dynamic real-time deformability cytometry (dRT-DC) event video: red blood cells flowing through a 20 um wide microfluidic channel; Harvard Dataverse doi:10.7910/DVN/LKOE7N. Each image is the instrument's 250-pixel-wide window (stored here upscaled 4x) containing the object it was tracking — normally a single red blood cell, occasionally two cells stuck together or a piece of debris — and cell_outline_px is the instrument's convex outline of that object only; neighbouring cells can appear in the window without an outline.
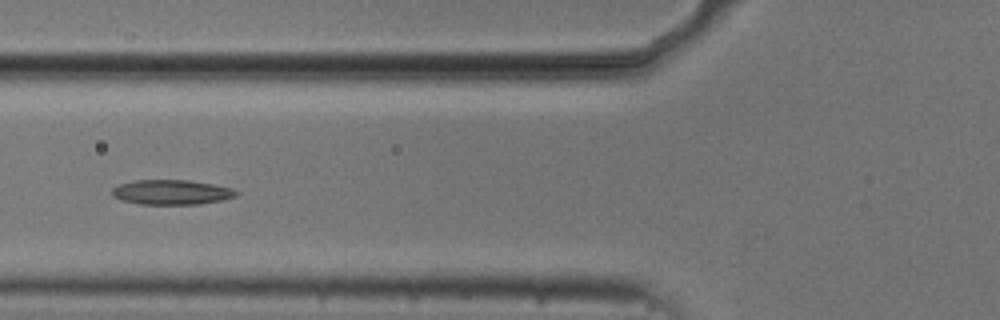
{"species": "common noctule bat (a hibernating species)", "species_latin": "Nyctalus noctula", "temperature_condition": "cold", "stored_images_in_passage": 39, "camera_frame_rate_fps": 3000, "um_per_image_px": 0.085, "animal": {"sex": "male", "body_mass_g": 20.5, "forearm_length_mm": 52.5}, "frame": {"image": 1, "passage_image": 6, "time_ms": 1.667, "image_size_px": [1000, 320], "cell_outline_px": [[236, 196], [220, 200], [196, 204], [140, 204], [124, 200], [112, 196], [112, 188], [120, 184], [136, 180], [188, 180], [212, 184], [228, 188], [236, 192]], "centroid_in_image_um": [14.52, 16.33], "position_along_channel_um": 111.3, "area_um2": 17.51}}
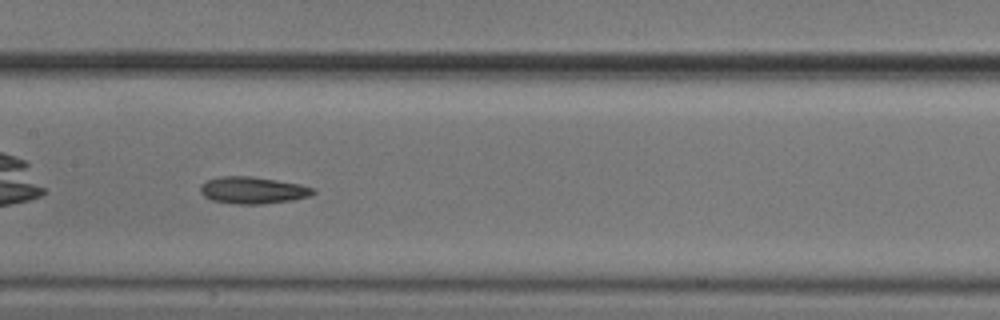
{"frame": {"image": 2, "passage_image": 12, "time_ms": 3.667, "image_size_px": [1000, 320], "cell_outline_px": [[316, 192], [312, 196], [292, 200], [260, 204], [236, 204], [212, 200], [204, 196], [200, 192], [200, 184], [208, 180], [220, 176], [248, 176], [276, 180], [300, 184], [316, 188]], "centroid_in_image_um": [21.51, 16.17], "position_along_channel_um": 185.9, "area_um2": 17.74}, "authors_computed_cell_mechanics": {"area_um2": 17.629, "velocity_mm_per_s": 3.7112, "shape_relaxation_time_tau1_ms": 7.4747, "shape_relaxation_time_tau2_ms": null, "deformation_change_tau1": 0.1617, "deformation_change_tau2": null}}